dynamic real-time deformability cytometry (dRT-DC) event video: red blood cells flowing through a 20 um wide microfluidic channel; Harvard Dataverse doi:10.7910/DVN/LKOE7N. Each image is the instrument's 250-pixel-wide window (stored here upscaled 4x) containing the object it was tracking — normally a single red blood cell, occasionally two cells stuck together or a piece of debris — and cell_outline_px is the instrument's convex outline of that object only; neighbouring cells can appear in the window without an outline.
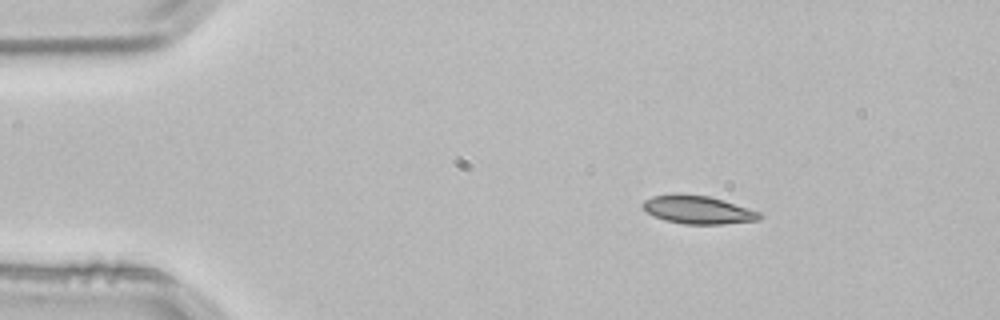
{"species": "common noctule bat (a hibernating species)", "species_latin": "Nyctalus noctula", "temperature_condition": "room temperature", "stored_images_in_passage": 2, "camera_frame_rate_fps": 3000, "um_per_image_px": 0.085, "animal": {"sex": "male", "body_mass_g": 21.5, "forearm_length_mm": 52.0}, "frame": {"image": 1, "passage_image": 1, "time_ms": 0.0, "image_size_px": [1000, 320], "cell_outline_px": [[764, 216], [760, 220], [724, 224], [684, 224], [664, 220], [648, 212], [640, 204], [644, 200], [652, 196], [708, 196], [724, 200], [760, 212]], "centroid_in_image_um": [59.4, 17.87], "position_along_channel_um": 25.6, "area_um2": 18.61}}